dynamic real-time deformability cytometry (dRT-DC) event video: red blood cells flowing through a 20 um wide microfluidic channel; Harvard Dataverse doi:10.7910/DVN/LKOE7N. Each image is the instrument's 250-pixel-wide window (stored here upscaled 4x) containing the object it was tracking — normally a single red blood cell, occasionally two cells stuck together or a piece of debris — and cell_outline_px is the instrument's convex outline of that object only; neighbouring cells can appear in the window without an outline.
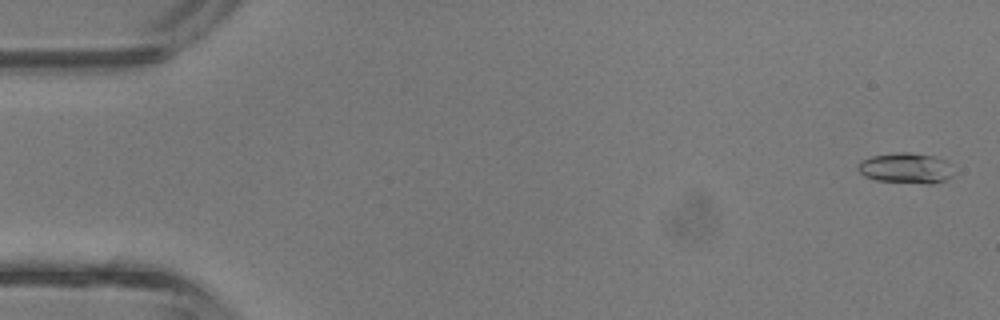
{"species": "common noctule bat (a hibernating species)", "species_latin": "Nyctalus noctula", "temperature_condition": "room temperature", "stored_images_in_passage": 4, "camera_frame_rate_fps": 3000, "um_per_image_px": 0.085, "animal": {"sex": "male", "body_mass_g": 13.3}, "frame": {"image": 1, "passage_image": 1, "time_ms": 0.0, "image_size_px": [1000, 320], "cell_outline_px": [[952, 176], [944, 180], [932, 184], [928, 184], [876, 180], [864, 176], [856, 168], [860, 160], [872, 156], [896, 152], [908, 152], [936, 156], [948, 160]], "centroid_in_image_um": [76.98, 14.28], "position_along_channel_um": 8.0, "area_um2": 17.11}}
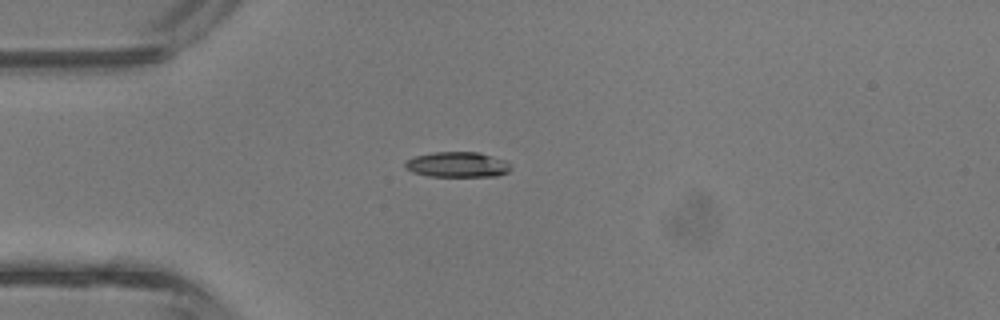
{"frame": {"image": 2, "passage_image": 4, "time_ms": 1.0, "image_size_px": [1000, 320], "cell_outline_px": [[512, 168], [508, 172], [496, 176], [428, 176], [412, 172], [404, 164], [408, 160], [416, 156], [432, 152], [480, 152], [508, 160], [512, 164]], "centroid_in_image_um": [38.97, 13.98], "position_along_channel_um": 46.0, "area_um2": 15.72}}